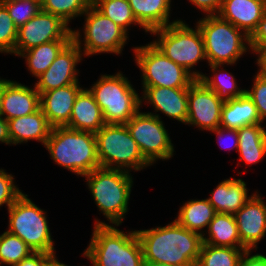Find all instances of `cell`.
<instances>
[{
  "label": "cell",
  "mask_w": 266,
  "mask_h": 266,
  "mask_svg": "<svg viewBox=\"0 0 266 266\" xmlns=\"http://www.w3.org/2000/svg\"><path fill=\"white\" fill-rule=\"evenodd\" d=\"M135 231L142 246L144 262L196 266L202 236L184 228L176 220L166 226Z\"/></svg>",
  "instance_id": "cell-1"
},
{
  "label": "cell",
  "mask_w": 266,
  "mask_h": 266,
  "mask_svg": "<svg viewBox=\"0 0 266 266\" xmlns=\"http://www.w3.org/2000/svg\"><path fill=\"white\" fill-rule=\"evenodd\" d=\"M118 226L95 220L91 241L82 254L93 266H143V250L136 231L124 232Z\"/></svg>",
  "instance_id": "cell-2"
},
{
  "label": "cell",
  "mask_w": 266,
  "mask_h": 266,
  "mask_svg": "<svg viewBox=\"0 0 266 266\" xmlns=\"http://www.w3.org/2000/svg\"><path fill=\"white\" fill-rule=\"evenodd\" d=\"M45 148L57 165L77 176L83 177L100 168L94 133L73 130L66 126L53 127Z\"/></svg>",
  "instance_id": "cell-3"
},
{
  "label": "cell",
  "mask_w": 266,
  "mask_h": 266,
  "mask_svg": "<svg viewBox=\"0 0 266 266\" xmlns=\"http://www.w3.org/2000/svg\"><path fill=\"white\" fill-rule=\"evenodd\" d=\"M83 177L97 208L110 222L109 225H122L133 186L131 173L100 167Z\"/></svg>",
  "instance_id": "cell-4"
},
{
  "label": "cell",
  "mask_w": 266,
  "mask_h": 266,
  "mask_svg": "<svg viewBox=\"0 0 266 266\" xmlns=\"http://www.w3.org/2000/svg\"><path fill=\"white\" fill-rule=\"evenodd\" d=\"M157 39L151 41L164 55L186 69L195 79L204 74L194 67L206 59L202 34L197 25L193 29L185 20H179L168 26L152 30ZM195 70H193V69Z\"/></svg>",
  "instance_id": "cell-5"
},
{
  "label": "cell",
  "mask_w": 266,
  "mask_h": 266,
  "mask_svg": "<svg viewBox=\"0 0 266 266\" xmlns=\"http://www.w3.org/2000/svg\"><path fill=\"white\" fill-rule=\"evenodd\" d=\"M87 89L102 110L106 124H125L141 108L140 94L121 71L101 74Z\"/></svg>",
  "instance_id": "cell-6"
},
{
  "label": "cell",
  "mask_w": 266,
  "mask_h": 266,
  "mask_svg": "<svg viewBox=\"0 0 266 266\" xmlns=\"http://www.w3.org/2000/svg\"><path fill=\"white\" fill-rule=\"evenodd\" d=\"M196 25L202 34L208 65L232 66L250 51L249 37L218 15H205Z\"/></svg>",
  "instance_id": "cell-7"
},
{
  "label": "cell",
  "mask_w": 266,
  "mask_h": 266,
  "mask_svg": "<svg viewBox=\"0 0 266 266\" xmlns=\"http://www.w3.org/2000/svg\"><path fill=\"white\" fill-rule=\"evenodd\" d=\"M101 168L141 171L151 166L143 157L125 124H105L95 133Z\"/></svg>",
  "instance_id": "cell-8"
},
{
  "label": "cell",
  "mask_w": 266,
  "mask_h": 266,
  "mask_svg": "<svg viewBox=\"0 0 266 266\" xmlns=\"http://www.w3.org/2000/svg\"><path fill=\"white\" fill-rule=\"evenodd\" d=\"M83 15L85 16L82 29L84 38H81V30L72 29V40L82 51L83 57L100 53L121 55L127 44V39L129 40V34L101 13L93 4Z\"/></svg>",
  "instance_id": "cell-9"
},
{
  "label": "cell",
  "mask_w": 266,
  "mask_h": 266,
  "mask_svg": "<svg viewBox=\"0 0 266 266\" xmlns=\"http://www.w3.org/2000/svg\"><path fill=\"white\" fill-rule=\"evenodd\" d=\"M46 213L23 193L8 208L7 231L20 237L34 252L56 254Z\"/></svg>",
  "instance_id": "cell-10"
},
{
  "label": "cell",
  "mask_w": 266,
  "mask_h": 266,
  "mask_svg": "<svg viewBox=\"0 0 266 266\" xmlns=\"http://www.w3.org/2000/svg\"><path fill=\"white\" fill-rule=\"evenodd\" d=\"M132 50L135 64L141 71L142 86L189 88L196 80L186 69L167 58L152 42Z\"/></svg>",
  "instance_id": "cell-11"
},
{
  "label": "cell",
  "mask_w": 266,
  "mask_h": 266,
  "mask_svg": "<svg viewBox=\"0 0 266 266\" xmlns=\"http://www.w3.org/2000/svg\"><path fill=\"white\" fill-rule=\"evenodd\" d=\"M140 111L125 125L144 159L150 165L156 163L157 160L172 159L175 152L174 144L162 119Z\"/></svg>",
  "instance_id": "cell-12"
},
{
  "label": "cell",
  "mask_w": 266,
  "mask_h": 266,
  "mask_svg": "<svg viewBox=\"0 0 266 266\" xmlns=\"http://www.w3.org/2000/svg\"><path fill=\"white\" fill-rule=\"evenodd\" d=\"M54 40H72V28L60 17L41 10L18 28L15 56Z\"/></svg>",
  "instance_id": "cell-13"
},
{
  "label": "cell",
  "mask_w": 266,
  "mask_h": 266,
  "mask_svg": "<svg viewBox=\"0 0 266 266\" xmlns=\"http://www.w3.org/2000/svg\"><path fill=\"white\" fill-rule=\"evenodd\" d=\"M224 101L200 79L188 88V115L186 125L196 126L201 131L220 127Z\"/></svg>",
  "instance_id": "cell-14"
},
{
  "label": "cell",
  "mask_w": 266,
  "mask_h": 266,
  "mask_svg": "<svg viewBox=\"0 0 266 266\" xmlns=\"http://www.w3.org/2000/svg\"><path fill=\"white\" fill-rule=\"evenodd\" d=\"M83 53L72 40L55 58L49 68L37 77L34 84L39 94L53 89L62 88L78 80V63L82 61Z\"/></svg>",
  "instance_id": "cell-15"
},
{
  "label": "cell",
  "mask_w": 266,
  "mask_h": 266,
  "mask_svg": "<svg viewBox=\"0 0 266 266\" xmlns=\"http://www.w3.org/2000/svg\"><path fill=\"white\" fill-rule=\"evenodd\" d=\"M261 196L256 190L234 214L240 240L246 251L257 250V244L266 236V202Z\"/></svg>",
  "instance_id": "cell-16"
},
{
  "label": "cell",
  "mask_w": 266,
  "mask_h": 266,
  "mask_svg": "<svg viewBox=\"0 0 266 266\" xmlns=\"http://www.w3.org/2000/svg\"><path fill=\"white\" fill-rule=\"evenodd\" d=\"M141 106L143 102L152 105L154 112L148 114L161 116L157 112L165 114L167 117L186 124L188 115V88H168L155 86H142Z\"/></svg>",
  "instance_id": "cell-17"
},
{
  "label": "cell",
  "mask_w": 266,
  "mask_h": 266,
  "mask_svg": "<svg viewBox=\"0 0 266 266\" xmlns=\"http://www.w3.org/2000/svg\"><path fill=\"white\" fill-rule=\"evenodd\" d=\"M40 109V94L35 86L29 87L8 80L3 86L0 115L6 120L26 116Z\"/></svg>",
  "instance_id": "cell-18"
},
{
  "label": "cell",
  "mask_w": 266,
  "mask_h": 266,
  "mask_svg": "<svg viewBox=\"0 0 266 266\" xmlns=\"http://www.w3.org/2000/svg\"><path fill=\"white\" fill-rule=\"evenodd\" d=\"M83 88L74 83L40 94V109L52 128L69 124L74 101Z\"/></svg>",
  "instance_id": "cell-19"
},
{
  "label": "cell",
  "mask_w": 266,
  "mask_h": 266,
  "mask_svg": "<svg viewBox=\"0 0 266 266\" xmlns=\"http://www.w3.org/2000/svg\"><path fill=\"white\" fill-rule=\"evenodd\" d=\"M265 12L266 0H224L217 15L250 37Z\"/></svg>",
  "instance_id": "cell-20"
},
{
  "label": "cell",
  "mask_w": 266,
  "mask_h": 266,
  "mask_svg": "<svg viewBox=\"0 0 266 266\" xmlns=\"http://www.w3.org/2000/svg\"><path fill=\"white\" fill-rule=\"evenodd\" d=\"M242 178L224 179L207 198L217 213L236 214L252 196Z\"/></svg>",
  "instance_id": "cell-21"
},
{
  "label": "cell",
  "mask_w": 266,
  "mask_h": 266,
  "mask_svg": "<svg viewBox=\"0 0 266 266\" xmlns=\"http://www.w3.org/2000/svg\"><path fill=\"white\" fill-rule=\"evenodd\" d=\"M7 121L11 145L36 140L45 146L52 129L41 109Z\"/></svg>",
  "instance_id": "cell-22"
},
{
  "label": "cell",
  "mask_w": 266,
  "mask_h": 266,
  "mask_svg": "<svg viewBox=\"0 0 266 266\" xmlns=\"http://www.w3.org/2000/svg\"><path fill=\"white\" fill-rule=\"evenodd\" d=\"M102 110L87 88L82 89L76 96L69 124L73 130L97 133L104 125Z\"/></svg>",
  "instance_id": "cell-23"
},
{
  "label": "cell",
  "mask_w": 266,
  "mask_h": 266,
  "mask_svg": "<svg viewBox=\"0 0 266 266\" xmlns=\"http://www.w3.org/2000/svg\"><path fill=\"white\" fill-rule=\"evenodd\" d=\"M137 22L150 33L157 28L168 26L180 19L170 22L171 0H127Z\"/></svg>",
  "instance_id": "cell-24"
},
{
  "label": "cell",
  "mask_w": 266,
  "mask_h": 266,
  "mask_svg": "<svg viewBox=\"0 0 266 266\" xmlns=\"http://www.w3.org/2000/svg\"><path fill=\"white\" fill-rule=\"evenodd\" d=\"M263 124L253 101L244 95L224 102L220 126L240 129L247 125Z\"/></svg>",
  "instance_id": "cell-25"
},
{
  "label": "cell",
  "mask_w": 266,
  "mask_h": 266,
  "mask_svg": "<svg viewBox=\"0 0 266 266\" xmlns=\"http://www.w3.org/2000/svg\"><path fill=\"white\" fill-rule=\"evenodd\" d=\"M202 241L216 247L243 248L235 217L226 213L215 214L202 236Z\"/></svg>",
  "instance_id": "cell-26"
},
{
  "label": "cell",
  "mask_w": 266,
  "mask_h": 266,
  "mask_svg": "<svg viewBox=\"0 0 266 266\" xmlns=\"http://www.w3.org/2000/svg\"><path fill=\"white\" fill-rule=\"evenodd\" d=\"M266 126L247 125L238 129L239 160L248 165L259 163L266 155Z\"/></svg>",
  "instance_id": "cell-27"
},
{
  "label": "cell",
  "mask_w": 266,
  "mask_h": 266,
  "mask_svg": "<svg viewBox=\"0 0 266 266\" xmlns=\"http://www.w3.org/2000/svg\"><path fill=\"white\" fill-rule=\"evenodd\" d=\"M177 213L178 215L175 217V220L181 226L203 236L210 221L215 217L217 212L206 198L201 200L190 199L183 203Z\"/></svg>",
  "instance_id": "cell-28"
},
{
  "label": "cell",
  "mask_w": 266,
  "mask_h": 266,
  "mask_svg": "<svg viewBox=\"0 0 266 266\" xmlns=\"http://www.w3.org/2000/svg\"><path fill=\"white\" fill-rule=\"evenodd\" d=\"M72 40H54L39 46L33 47L29 50L21 52L18 56L25 58L26 67L35 79L45 72L59 53Z\"/></svg>",
  "instance_id": "cell-29"
},
{
  "label": "cell",
  "mask_w": 266,
  "mask_h": 266,
  "mask_svg": "<svg viewBox=\"0 0 266 266\" xmlns=\"http://www.w3.org/2000/svg\"><path fill=\"white\" fill-rule=\"evenodd\" d=\"M210 77L203 74L200 80L224 102L233 98L240 97L245 94V89H241L236 82V78L231 72L226 71L221 67H226L221 64H210ZM225 71V72H224Z\"/></svg>",
  "instance_id": "cell-30"
},
{
  "label": "cell",
  "mask_w": 266,
  "mask_h": 266,
  "mask_svg": "<svg viewBox=\"0 0 266 266\" xmlns=\"http://www.w3.org/2000/svg\"><path fill=\"white\" fill-rule=\"evenodd\" d=\"M244 248L216 247L202 243L196 266H239Z\"/></svg>",
  "instance_id": "cell-31"
},
{
  "label": "cell",
  "mask_w": 266,
  "mask_h": 266,
  "mask_svg": "<svg viewBox=\"0 0 266 266\" xmlns=\"http://www.w3.org/2000/svg\"><path fill=\"white\" fill-rule=\"evenodd\" d=\"M92 4L127 33L133 24L144 29L135 19L127 0H92Z\"/></svg>",
  "instance_id": "cell-32"
},
{
  "label": "cell",
  "mask_w": 266,
  "mask_h": 266,
  "mask_svg": "<svg viewBox=\"0 0 266 266\" xmlns=\"http://www.w3.org/2000/svg\"><path fill=\"white\" fill-rule=\"evenodd\" d=\"M33 252L17 235L8 231L0 235V266H14Z\"/></svg>",
  "instance_id": "cell-33"
},
{
  "label": "cell",
  "mask_w": 266,
  "mask_h": 266,
  "mask_svg": "<svg viewBox=\"0 0 266 266\" xmlns=\"http://www.w3.org/2000/svg\"><path fill=\"white\" fill-rule=\"evenodd\" d=\"M92 4V0H41V10L60 17L70 25V21L81 17Z\"/></svg>",
  "instance_id": "cell-34"
},
{
  "label": "cell",
  "mask_w": 266,
  "mask_h": 266,
  "mask_svg": "<svg viewBox=\"0 0 266 266\" xmlns=\"http://www.w3.org/2000/svg\"><path fill=\"white\" fill-rule=\"evenodd\" d=\"M19 28L41 11V0H0Z\"/></svg>",
  "instance_id": "cell-35"
},
{
  "label": "cell",
  "mask_w": 266,
  "mask_h": 266,
  "mask_svg": "<svg viewBox=\"0 0 266 266\" xmlns=\"http://www.w3.org/2000/svg\"><path fill=\"white\" fill-rule=\"evenodd\" d=\"M18 27L0 2V53L15 55Z\"/></svg>",
  "instance_id": "cell-36"
},
{
  "label": "cell",
  "mask_w": 266,
  "mask_h": 266,
  "mask_svg": "<svg viewBox=\"0 0 266 266\" xmlns=\"http://www.w3.org/2000/svg\"><path fill=\"white\" fill-rule=\"evenodd\" d=\"M253 85L251 89H245V93L257 107L260 119L266 120V75L257 71L253 76Z\"/></svg>",
  "instance_id": "cell-37"
},
{
  "label": "cell",
  "mask_w": 266,
  "mask_h": 266,
  "mask_svg": "<svg viewBox=\"0 0 266 266\" xmlns=\"http://www.w3.org/2000/svg\"><path fill=\"white\" fill-rule=\"evenodd\" d=\"M12 174L0 169V208L6 204L7 209L23 194L14 183ZM18 187V188H17Z\"/></svg>",
  "instance_id": "cell-38"
},
{
  "label": "cell",
  "mask_w": 266,
  "mask_h": 266,
  "mask_svg": "<svg viewBox=\"0 0 266 266\" xmlns=\"http://www.w3.org/2000/svg\"><path fill=\"white\" fill-rule=\"evenodd\" d=\"M210 132L216 134L217 136V141L219 142V144H221L222 148L225 147L226 149L230 148L232 150L236 149L238 151V144H239V140H238V130L237 129H231V128H225V127H217L214 130H211ZM227 137V138H226ZM226 138V139H225ZM227 139L230 141L231 140V144L227 141ZM221 140H226L224 142V144L226 142H228V144L226 143V145L224 146L223 143H221ZM228 145V147H227ZM231 145V146H230Z\"/></svg>",
  "instance_id": "cell-39"
},
{
  "label": "cell",
  "mask_w": 266,
  "mask_h": 266,
  "mask_svg": "<svg viewBox=\"0 0 266 266\" xmlns=\"http://www.w3.org/2000/svg\"><path fill=\"white\" fill-rule=\"evenodd\" d=\"M196 8L203 11L205 15H217L224 0H189Z\"/></svg>",
  "instance_id": "cell-40"
},
{
  "label": "cell",
  "mask_w": 266,
  "mask_h": 266,
  "mask_svg": "<svg viewBox=\"0 0 266 266\" xmlns=\"http://www.w3.org/2000/svg\"><path fill=\"white\" fill-rule=\"evenodd\" d=\"M55 254L33 252L27 258L14 266H45V263Z\"/></svg>",
  "instance_id": "cell-41"
},
{
  "label": "cell",
  "mask_w": 266,
  "mask_h": 266,
  "mask_svg": "<svg viewBox=\"0 0 266 266\" xmlns=\"http://www.w3.org/2000/svg\"><path fill=\"white\" fill-rule=\"evenodd\" d=\"M251 254L252 251H245L240 258L239 266H266V255L260 253Z\"/></svg>",
  "instance_id": "cell-42"
},
{
  "label": "cell",
  "mask_w": 266,
  "mask_h": 266,
  "mask_svg": "<svg viewBox=\"0 0 266 266\" xmlns=\"http://www.w3.org/2000/svg\"><path fill=\"white\" fill-rule=\"evenodd\" d=\"M252 54L257 55L258 72L266 75V44H249Z\"/></svg>",
  "instance_id": "cell-43"
},
{
  "label": "cell",
  "mask_w": 266,
  "mask_h": 266,
  "mask_svg": "<svg viewBox=\"0 0 266 266\" xmlns=\"http://www.w3.org/2000/svg\"><path fill=\"white\" fill-rule=\"evenodd\" d=\"M249 44H266V12L259 21L257 29L249 37Z\"/></svg>",
  "instance_id": "cell-44"
},
{
  "label": "cell",
  "mask_w": 266,
  "mask_h": 266,
  "mask_svg": "<svg viewBox=\"0 0 266 266\" xmlns=\"http://www.w3.org/2000/svg\"><path fill=\"white\" fill-rule=\"evenodd\" d=\"M0 143H5L6 145H11L8 121L0 115Z\"/></svg>",
  "instance_id": "cell-45"
},
{
  "label": "cell",
  "mask_w": 266,
  "mask_h": 266,
  "mask_svg": "<svg viewBox=\"0 0 266 266\" xmlns=\"http://www.w3.org/2000/svg\"><path fill=\"white\" fill-rule=\"evenodd\" d=\"M45 266H68V265L60 262L55 254L45 263Z\"/></svg>",
  "instance_id": "cell-46"
},
{
  "label": "cell",
  "mask_w": 266,
  "mask_h": 266,
  "mask_svg": "<svg viewBox=\"0 0 266 266\" xmlns=\"http://www.w3.org/2000/svg\"><path fill=\"white\" fill-rule=\"evenodd\" d=\"M143 266H175V265L158 263V262H144Z\"/></svg>",
  "instance_id": "cell-47"
},
{
  "label": "cell",
  "mask_w": 266,
  "mask_h": 266,
  "mask_svg": "<svg viewBox=\"0 0 266 266\" xmlns=\"http://www.w3.org/2000/svg\"><path fill=\"white\" fill-rule=\"evenodd\" d=\"M8 80L7 79H2L1 77H0V103H1V95H2V92H3V86H4V84L7 82Z\"/></svg>",
  "instance_id": "cell-48"
}]
</instances>
